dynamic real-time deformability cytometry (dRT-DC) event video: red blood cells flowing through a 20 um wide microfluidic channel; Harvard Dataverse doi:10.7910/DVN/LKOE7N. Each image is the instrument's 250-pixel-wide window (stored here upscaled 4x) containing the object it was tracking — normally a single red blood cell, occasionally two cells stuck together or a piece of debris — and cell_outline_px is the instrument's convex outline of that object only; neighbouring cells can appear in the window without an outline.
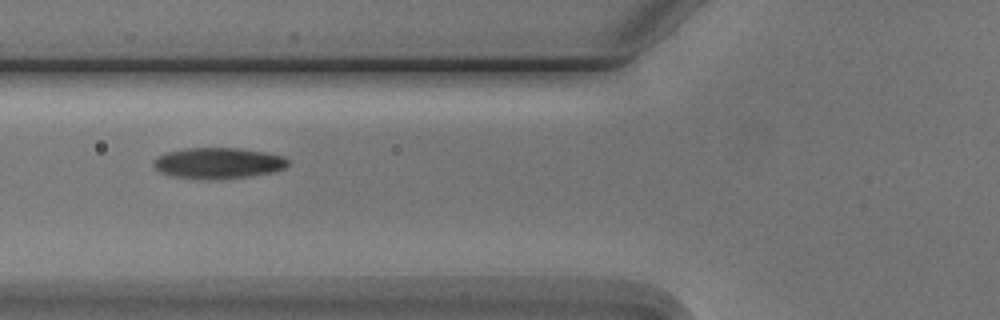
{"species": "Egyptian fruit bat (a non-hibernating species)", "species_latin": "Rousettus aegyptiacus", "temperature_condition": "cold", "stored_images_in_passage": 9, "camera_frame_rate_fps": 3000, "um_per_image_px": 0.085, "animal": {"sex": "male"}, "frame": {"image": 1, "passage_image": 4, "time_ms": 3.667, "image_size_px": [1000, 320], "cell_outline_px": [[288, 164], [284, 168], [272, 172], [248, 176], [216, 180], [208, 180], [172, 176], [160, 172], [152, 164], [152, 160], [168, 152], [184, 148], [240, 148], [264, 152], [284, 156], [288, 160]], "centroid_in_image_um": [18.53, 13.87], "position_along_channel_um": 107.3, "area_um2": 24.28}}
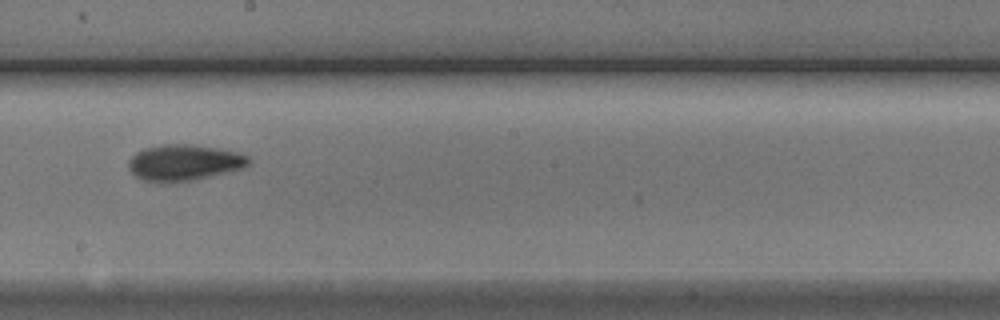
{"frame": {"image": 2, "passage_image": 7, "time_ms": 7.0, "image_size_px": [1000, 320], "cell_outline_px": [[252, 160], [244, 168], [196, 180], [168, 184], [160, 184], [140, 180], [128, 168], [128, 160], [136, 152], [144, 148], [160, 144], [192, 144], [216, 148], [236, 152], [248, 156]], "centroid_in_image_um": [15.61, 13.85], "position_along_channel_um": 232.6, "area_um2": 25.89}}
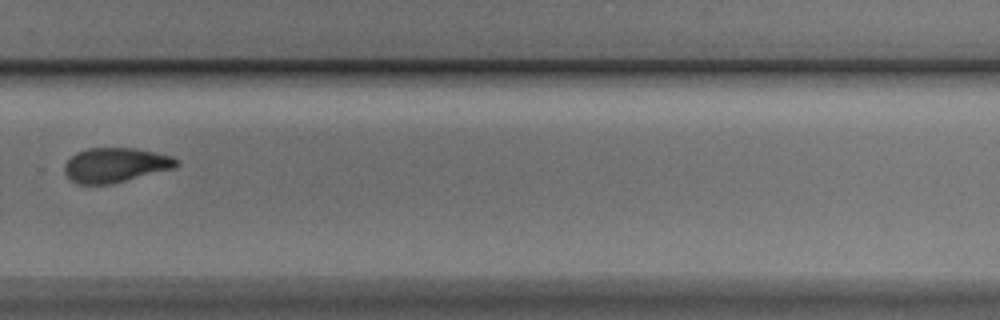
{"frame": {"image": 3, "passage_image": 9, "time_ms": 9.333, "image_size_px": [1000, 320], "cell_outline_px": [[180, 164], [172, 168], [112, 184], [76, 184], [64, 172], [64, 164], [76, 152], [88, 148], [136, 148], [172, 156], [180, 160]], "centroid_in_image_um": [9.8, 14.02], "position_along_channel_um": 320.0, "area_um2": 22.48}}